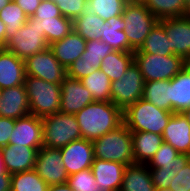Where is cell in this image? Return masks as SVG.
I'll return each instance as SVG.
<instances>
[{
    "label": "cell",
    "mask_w": 190,
    "mask_h": 191,
    "mask_svg": "<svg viewBox=\"0 0 190 191\" xmlns=\"http://www.w3.org/2000/svg\"><path fill=\"white\" fill-rule=\"evenodd\" d=\"M67 183L74 191H104L96 184L91 168L71 174Z\"/></svg>",
    "instance_id": "obj_38"
},
{
    "label": "cell",
    "mask_w": 190,
    "mask_h": 191,
    "mask_svg": "<svg viewBox=\"0 0 190 191\" xmlns=\"http://www.w3.org/2000/svg\"><path fill=\"white\" fill-rule=\"evenodd\" d=\"M60 151L63 166L69 176L91 168L94 160L92 141L81 138L60 148Z\"/></svg>",
    "instance_id": "obj_13"
},
{
    "label": "cell",
    "mask_w": 190,
    "mask_h": 191,
    "mask_svg": "<svg viewBox=\"0 0 190 191\" xmlns=\"http://www.w3.org/2000/svg\"><path fill=\"white\" fill-rule=\"evenodd\" d=\"M146 8L158 19L185 16L188 9L186 0H141Z\"/></svg>",
    "instance_id": "obj_30"
},
{
    "label": "cell",
    "mask_w": 190,
    "mask_h": 191,
    "mask_svg": "<svg viewBox=\"0 0 190 191\" xmlns=\"http://www.w3.org/2000/svg\"><path fill=\"white\" fill-rule=\"evenodd\" d=\"M28 114H30V108L24 85L2 89L0 117L19 119Z\"/></svg>",
    "instance_id": "obj_19"
},
{
    "label": "cell",
    "mask_w": 190,
    "mask_h": 191,
    "mask_svg": "<svg viewBox=\"0 0 190 191\" xmlns=\"http://www.w3.org/2000/svg\"><path fill=\"white\" fill-rule=\"evenodd\" d=\"M60 85V112L75 115L94 101L91 93L78 79L66 76Z\"/></svg>",
    "instance_id": "obj_15"
},
{
    "label": "cell",
    "mask_w": 190,
    "mask_h": 191,
    "mask_svg": "<svg viewBox=\"0 0 190 191\" xmlns=\"http://www.w3.org/2000/svg\"><path fill=\"white\" fill-rule=\"evenodd\" d=\"M34 170L49 186L68 182L69 175L63 166L60 149L42 146L38 150Z\"/></svg>",
    "instance_id": "obj_11"
},
{
    "label": "cell",
    "mask_w": 190,
    "mask_h": 191,
    "mask_svg": "<svg viewBox=\"0 0 190 191\" xmlns=\"http://www.w3.org/2000/svg\"><path fill=\"white\" fill-rule=\"evenodd\" d=\"M135 164H148L163 143L160 134L152 132H131Z\"/></svg>",
    "instance_id": "obj_23"
},
{
    "label": "cell",
    "mask_w": 190,
    "mask_h": 191,
    "mask_svg": "<svg viewBox=\"0 0 190 191\" xmlns=\"http://www.w3.org/2000/svg\"><path fill=\"white\" fill-rule=\"evenodd\" d=\"M166 31L170 50L190 63V19L186 16L160 19Z\"/></svg>",
    "instance_id": "obj_12"
},
{
    "label": "cell",
    "mask_w": 190,
    "mask_h": 191,
    "mask_svg": "<svg viewBox=\"0 0 190 191\" xmlns=\"http://www.w3.org/2000/svg\"><path fill=\"white\" fill-rule=\"evenodd\" d=\"M0 174H10L6 171L4 161L2 158L1 148H0Z\"/></svg>",
    "instance_id": "obj_49"
},
{
    "label": "cell",
    "mask_w": 190,
    "mask_h": 191,
    "mask_svg": "<svg viewBox=\"0 0 190 191\" xmlns=\"http://www.w3.org/2000/svg\"><path fill=\"white\" fill-rule=\"evenodd\" d=\"M134 52H143L161 56L174 54L170 50V43L166 37V31L159 22L147 35L141 47Z\"/></svg>",
    "instance_id": "obj_31"
},
{
    "label": "cell",
    "mask_w": 190,
    "mask_h": 191,
    "mask_svg": "<svg viewBox=\"0 0 190 191\" xmlns=\"http://www.w3.org/2000/svg\"><path fill=\"white\" fill-rule=\"evenodd\" d=\"M173 112L144 100H137L123 111V123L131 132H152L162 135Z\"/></svg>",
    "instance_id": "obj_2"
},
{
    "label": "cell",
    "mask_w": 190,
    "mask_h": 191,
    "mask_svg": "<svg viewBox=\"0 0 190 191\" xmlns=\"http://www.w3.org/2000/svg\"><path fill=\"white\" fill-rule=\"evenodd\" d=\"M24 60L11 51L0 50V89L24 85L25 82Z\"/></svg>",
    "instance_id": "obj_20"
},
{
    "label": "cell",
    "mask_w": 190,
    "mask_h": 191,
    "mask_svg": "<svg viewBox=\"0 0 190 191\" xmlns=\"http://www.w3.org/2000/svg\"><path fill=\"white\" fill-rule=\"evenodd\" d=\"M26 76H34L47 82L61 84L67 70L55 58L49 47L24 60Z\"/></svg>",
    "instance_id": "obj_10"
},
{
    "label": "cell",
    "mask_w": 190,
    "mask_h": 191,
    "mask_svg": "<svg viewBox=\"0 0 190 191\" xmlns=\"http://www.w3.org/2000/svg\"><path fill=\"white\" fill-rule=\"evenodd\" d=\"M28 18L13 0L0 10V20L6 25V41L14 36L15 32L27 22Z\"/></svg>",
    "instance_id": "obj_34"
},
{
    "label": "cell",
    "mask_w": 190,
    "mask_h": 191,
    "mask_svg": "<svg viewBox=\"0 0 190 191\" xmlns=\"http://www.w3.org/2000/svg\"><path fill=\"white\" fill-rule=\"evenodd\" d=\"M48 47L45 35L41 34L38 20L29 17L27 22L15 32L14 36L7 40L4 49L25 60L36 53L46 50Z\"/></svg>",
    "instance_id": "obj_8"
},
{
    "label": "cell",
    "mask_w": 190,
    "mask_h": 191,
    "mask_svg": "<svg viewBox=\"0 0 190 191\" xmlns=\"http://www.w3.org/2000/svg\"><path fill=\"white\" fill-rule=\"evenodd\" d=\"M42 134V118L33 114H28L15 120V126L10 135L8 144H19L32 148H41L43 146Z\"/></svg>",
    "instance_id": "obj_14"
},
{
    "label": "cell",
    "mask_w": 190,
    "mask_h": 191,
    "mask_svg": "<svg viewBox=\"0 0 190 191\" xmlns=\"http://www.w3.org/2000/svg\"><path fill=\"white\" fill-rule=\"evenodd\" d=\"M190 161V155L179 154L174 161L160 163V168H149L152 181L155 187L169 188L176 173Z\"/></svg>",
    "instance_id": "obj_27"
},
{
    "label": "cell",
    "mask_w": 190,
    "mask_h": 191,
    "mask_svg": "<svg viewBox=\"0 0 190 191\" xmlns=\"http://www.w3.org/2000/svg\"><path fill=\"white\" fill-rule=\"evenodd\" d=\"M48 191H74L68 183L51 185L48 188Z\"/></svg>",
    "instance_id": "obj_47"
},
{
    "label": "cell",
    "mask_w": 190,
    "mask_h": 191,
    "mask_svg": "<svg viewBox=\"0 0 190 191\" xmlns=\"http://www.w3.org/2000/svg\"><path fill=\"white\" fill-rule=\"evenodd\" d=\"M38 24H40L41 34L45 35L48 45L62 40L74 30L73 20L64 16L38 20Z\"/></svg>",
    "instance_id": "obj_32"
},
{
    "label": "cell",
    "mask_w": 190,
    "mask_h": 191,
    "mask_svg": "<svg viewBox=\"0 0 190 191\" xmlns=\"http://www.w3.org/2000/svg\"><path fill=\"white\" fill-rule=\"evenodd\" d=\"M40 148H32L19 144H8L1 148L6 171L11 175L33 170Z\"/></svg>",
    "instance_id": "obj_16"
},
{
    "label": "cell",
    "mask_w": 190,
    "mask_h": 191,
    "mask_svg": "<svg viewBox=\"0 0 190 191\" xmlns=\"http://www.w3.org/2000/svg\"><path fill=\"white\" fill-rule=\"evenodd\" d=\"M154 191H172L170 188H158L155 187Z\"/></svg>",
    "instance_id": "obj_52"
},
{
    "label": "cell",
    "mask_w": 190,
    "mask_h": 191,
    "mask_svg": "<svg viewBox=\"0 0 190 191\" xmlns=\"http://www.w3.org/2000/svg\"><path fill=\"white\" fill-rule=\"evenodd\" d=\"M122 18L126 25L124 31L129 42V52L139 49L159 22L141 0H129L125 5Z\"/></svg>",
    "instance_id": "obj_5"
},
{
    "label": "cell",
    "mask_w": 190,
    "mask_h": 191,
    "mask_svg": "<svg viewBox=\"0 0 190 191\" xmlns=\"http://www.w3.org/2000/svg\"><path fill=\"white\" fill-rule=\"evenodd\" d=\"M61 14L68 19L75 20L86 11L88 0H53Z\"/></svg>",
    "instance_id": "obj_39"
},
{
    "label": "cell",
    "mask_w": 190,
    "mask_h": 191,
    "mask_svg": "<svg viewBox=\"0 0 190 191\" xmlns=\"http://www.w3.org/2000/svg\"><path fill=\"white\" fill-rule=\"evenodd\" d=\"M85 60L79 57L74 61L71 66L67 69V76L73 79L81 80L85 76H88L96 71L97 68H92V66Z\"/></svg>",
    "instance_id": "obj_43"
},
{
    "label": "cell",
    "mask_w": 190,
    "mask_h": 191,
    "mask_svg": "<svg viewBox=\"0 0 190 191\" xmlns=\"http://www.w3.org/2000/svg\"><path fill=\"white\" fill-rule=\"evenodd\" d=\"M11 0H0V10L3 9Z\"/></svg>",
    "instance_id": "obj_50"
},
{
    "label": "cell",
    "mask_w": 190,
    "mask_h": 191,
    "mask_svg": "<svg viewBox=\"0 0 190 191\" xmlns=\"http://www.w3.org/2000/svg\"><path fill=\"white\" fill-rule=\"evenodd\" d=\"M114 50L111 46L99 39H93L86 41V49L81 55L86 63L90 64L92 68H99L102 63V59Z\"/></svg>",
    "instance_id": "obj_37"
},
{
    "label": "cell",
    "mask_w": 190,
    "mask_h": 191,
    "mask_svg": "<svg viewBox=\"0 0 190 191\" xmlns=\"http://www.w3.org/2000/svg\"><path fill=\"white\" fill-rule=\"evenodd\" d=\"M129 0H88L86 12L95 13L104 21L123 14Z\"/></svg>",
    "instance_id": "obj_36"
},
{
    "label": "cell",
    "mask_w": 190,
    "mask_h": 191,
    "mask_svg": "<svg viewBox=\"0 0 190 191\" xmlns=\"http://www.w3.org/2000/svg\"><path fill=\"white\" fill-rule=\"evenodd\" d=\"M105 21L92 12H84L73 21L74 31L86 41L101 39Z\"/></svg>",
    "instance_id": "obj_29"
},
{
    "label": "cell",
    "mask_w": 190,
    "mask_h": 191,
    "mask_svg": "<svg viewBox=\"0 0 190 191\" xmlns=\"http://www.w3.org/2000/svg\"><path fill=\"white\" fill-rule=\"evenodd\" d=\"M142 98L160 109L171 112L170 80L145 82Z\"/></svg>",
    "instance_id": "obj_28"
},
{
    "label": "cell",
    "mask_w": 190,
    "mask_h": 191,
    "mask_svg": "<svg viewBox=\"0 0 190 191\" xmlns=\"http://www.w3.org/2000/svg\"><path fill=\"white\" fill-rule=\"evenodd\" d=\"M154 189L147 164L134 163L126 166L120 191H154Z\"/></svg>",
    "instance_id": "obj_24"
},
{
    "label": "cell",
    "mask_w": 190,
    "mask_h": 191,
    "mask_svg": "<svg viewBox=\"0 0 190 191\" xmlns=\"http://www.w3.org/2000/svg\"><path fill=\"white\" fill-rule=\"evenodd\" d=\"M92 144L94 158L126 166L134 164L131 131L124 123L92 141Z\"/></svg>",
    "instance_id": "obj_3"
},
{
    "label": "cell",
    "mask_w": 190,
    "mask_h": 191,
    "mask_svg": "<svg viewBox=\"0 0 190 191\" xmlns=\"http://www.w3.org/2000/svg\"><path fill=\"white\" fill-rule=\"evenodd\" d=\"M171 112L183 113L190 108V63L170 80Z\"/></svg>",
    "instance_id": "obj_22"
},
{
    "label": "cell",
    "mask_w": 190,
    "mask_h": 191,
    "mask_svg": "<svg viewBox=\"0 0 190 191\" xmlns=\"http://www.w3.org/2000/svg\"><path fill=\"white\" fill-rule=\"evenodd\" d=\"M125 27L122 15L108 19L104 23L103 36L100 40L111 46L114 51L129 52Z\"/></svg>",
    "instance_id": "obj_25"
},
{
    "label": "cell",
    "mask_w": 190,
    "mask_h": 191,
    "mask_svg": "<svg viewBox=\"0 0 190 191\" xmlns=\"http://www.w3.org/2000/svg\"><path fill=\"white\" fill-rule=\"evenodd\" d=\"M169 188L172 191H190V161L176 173Z\"/></svg>",
    "instance_id": "obj_42"
},
{
    "label": "cell",
    "mask_w": 190,
    "mask_h": 191,
    "mask_svg": "<svg viewBox=\"0 0 190 191\" xmlns=\"http://www.w3.org/2000/svg\"><path fill=\"white\" fill-rule=\"evenodd\" d=\"M134 62L145 82L171 80L188 63L175 54L161 56L143 52H134Z\"/></svg>",
    "instance_id": "obj_7"
},
{
    "label": "cell",
    "mask_w": 190,
    "mask_h": 191,
    "mask_svg": "<svg viewBox=\"0 0 190 191\" xmlns=\"http://www.w3.org/2000/svg\"><path fill=\"white\" fill-rule=\"evenodd\" d=\"M188 19H190V4H188L187 13L185 15Z\"/></svg>",
    "instance_id": "obj_53"
},
{
    "label": "cell",
    "mask_w": 190,
    "mask_h": 191,
    "mask_svg": "<svg viewBox=\"0 0 190 191\" xmlns=\"http://www.w3.org/2000/svg\"><path fill=\"white\" fill-rule=\"evenodd\" d=\"M11 174H0V191H11Z\"/></svg>",
    "instance_id": "obj_46"
},
{
    "label": "cell",
    "mask_w": 190,
    "mask_h": 191,
    "mask_svg": "<svg viewBox=\"0 0 190 191\" xmlns=\"http://www.w3.org/2000/svg\"><path fill=\"white\" fill-rule=\"evenodd\" d=\"M126 165L94 158L91 171L96 184L104 191H120Z\"/></svg>",
    "instance_id": "obj_17"
},
{
    "label": "cell",
    "mask_w": 190,
    "mask_h": 191,
    "mask_svg": "<svg viewBox=\"0 0 190 191\" xmlns=\"http://www.w3.org/2000/svg\"><path fill=\"white\" fill-rule=\"evenodd\" d=\"M43 147L63 148L72 141L82 138L80 127L74 114L57 112L42 117Z\"/></svg>",
    "instance_id": "obj_6"
},
{
    "label": "cell",
    "mask_w": 190,
    "mask_h": 191,
    "mask_svg": "<svg viewBox=\"0 0 190 191\" xmlns=\"http://www.w3.org/2000/svg\"><path fill=\"white\" fill-rule=\"evenodd\" d=\"M162 137L180 154L190 155V123L183 113H173Z\"/></svg>",
    "instance_id": "obj_18"
},
{
    "label": "cell",
    "mask_w": 190,
    "mask_h": 191,
    "mask_svg": "<svg viewBox=\"0 0 190 191\" xmlns=\"http://www.w3.org/2000/svg\"><path fill=\"white\" fill-rule=\"evenodd\" d=\"M179 154L180 153L170 144L163 142L147 166L148 168H160V163L174 161V158Z\"/></svg>",
    "instance_id": "obj_40"
},
{
    "label": "cell",
    "mask_w": 190,
    "mask_h": 191,
    "mask_svg": "<svg viewBox=\"0 0 190 191\" xmlns=\"http://www.w3.org/2000/svg\"><path fill=\"white\" fill-rule=\"evenodd\" d=\"M24 86L30 114L42 118L60 111V84L47 82L34 76H26Z\"/></svg>",
    "instance_id": "obj_4"
},
{
    "label": "cell",
    "mask_w": 190,
    "mask_h": 191,
    "mask_svg": "<svg viewBox=\"0 0 190 191\" xmlns=\"http://www.w3.org/2000/svg\"><path fill=\"white\" fill-rule=\"evenodd\" d=\"M83 139L94 141L123 123V111L111 101H93L75 114Z\"/></svg>",
    "instance_id": "obj_1"
},
{
    "label": "cell",
    "mask_w": 190,
    "mask_h": 191,
    "mask_svg": "<svg viewBox=\"0 0 190 191\" xmlns=\"http://www.w3.org/2000/svg\"><path fill=\"white\" fill-rule=\"evenodd\" d=\"M48 188L49 185L34 169L11 176V191H48Z\"/></svg>",
    "instance_id": "obj_35"
},
{
    "label": "cell",
    "mask_w": 190,
    "mask_h": 191,
    "mask_svg": "<svg viewBox=\"0 0 190 191\" xmlns=\"http://www.w3.org/2000/svg\"><path fill=\"white\" fill-rule=\"evenodd\" d=\"M134 62V52L113 51L102 59L99 69L110 81L119 80Z\"/></svg>",
    "instance_id": "obj_26"
},
{
    "label": "cell",
    "mask_w": 190,
    "mask_h": 191,
    "mask_svg": "<svg viewBox=\"0 0 190 191\" xmlns=\"http://www.w3.org/2000/svg\"><path fill=\"white\" fill-rule=\"evenodd\" d=\"M145 80L133 62L119 79L111 82V102L124 111L143 96Z\"/></svg>",
    "instance_id": "obj_9"
},
{
    "label": "cell",
    "mask_w": 190,
    "mask_h": 191,
    "mask_svg": "<svg viewBox=\"0 0 190 191\" xmlns=\"http://www.w3.org/2000/svg\"><path fill=\"white\" fill-rule=\"evenodd\" d=\"M6 42V25L0 20V45L4 48Z\"/></svg>",
    "instance_id": "obj_48"
},
{
    "label": "cell",
    "mask_w": 190,
    "mask_h": 191,
    "mask_svg": "<svg viewBox=\"0 0 190 191\" xmlns=\"http://www.w3.org/2000/svg\"><path fill=\"white\" fill-rule=\"evenodd\" d=\"M183 114L188 119V122L190 123V108L186 109Z\"/></svg>",
    "instance_id": "obj_51"
},
{
    "label": "cell",
    "mask_w": 190,
    "mask_h": 191,
    "mask_svg": "<svg viewBox=\"0 0 190 191\" xmlns=\"http://www.w3.org/2000/svg\"><path fill=\"white\" fill-rule=\"evenodd\" d=\"M80 81L91 93L94 101H111V81L99 68Z\"/></svg>",
    "instance_id": "obj_33"
},
{
    "label": "cell",
    "mask_w": 190,
    "mask_h": 191,
    "mask_svg": "<svg viewBox=\"0 0 190 191\" xmlns=\"http://www.w3.org/2000/svg\"><path fill=\"white\" fill-rule=\"evenodd\" d=\"M63 16L57 4L53 0H42L36 9L33 18L37 20L54 19V17Z\"/></svg>",
    "instance_id": "obj_41"
},
{
    "label": "cell",
    "mask_w": 190,
    "mask_h": 191,
    "mask_svg": "<svg viewBox=\"0 0 190 191\" xmlns=\"http://www.w3.org/2000/svg\"><path fill=\"white\" fill-rule=\"evenodd\" d=\"M28 17H33L42 0H13Z\"/></svg>",
    "instance_id": "obj_45"
},
{
    "label": "cell",
    "mask_w": 190,
    "mask_h": 191,
    "mask_svg": "<svg viewBox=\"0 0 190 191\" xmlns=\"http://www.w3.org/2000/svg\"><path fill=\"white\" fill-rule=\"evenodd\" d=\"M15 120L7 117H0V148L8 145L10 135L15 126Z\"/></svg>",
    "instance_id": "obj_44"
},
{
    "label": "cell",
    "mask_w": 190,
    "mask_h": 191,
    "mask_svg": "<svg viewBox=\"0 0 190 191\" xmlns=\"http://www.w3.org/2000/svg\"><path fill=\"white\" fill-rule=\"evenodd\" d=\"M49 49L67 70L71 64L84 53L86 49V40L73 30L62 40L50 44Z\"/></svg>",
    "instance_id": "obj_21"
}]
</instances>
